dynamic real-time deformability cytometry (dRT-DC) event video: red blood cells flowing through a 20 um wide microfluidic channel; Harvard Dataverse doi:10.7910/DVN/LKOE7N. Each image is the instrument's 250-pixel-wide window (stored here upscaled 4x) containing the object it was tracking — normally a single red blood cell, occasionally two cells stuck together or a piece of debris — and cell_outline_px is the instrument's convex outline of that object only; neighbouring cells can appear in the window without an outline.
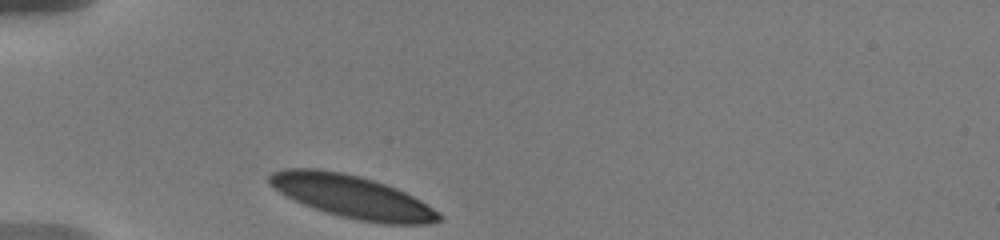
{"species": "human", "species_latin": "Homo sapiens", "temperature_condition": "warm", "stored_images_in_passage": 2, "camera_frame_rate_fps": 3000, "um_per_image_px": 0.085, "donor": {"sex": "male"}, "frame": {"image": 1, "passage_image": 1, "time_ms": 0.0, "image_size_px": [1000, 240], "cell_outline_px": [[444, 216], [440, 220], [428, 224], [384, 224], [360, 220], [340, 216], [304, 204], [280, 192], [268, 184], [268, 176], [272, 172], [284, 168], [316, 168], [340, 172], [360, 176], [396, 188], [420, 200], [440, 212]], "centroid_in_image_um": [29.95, 16.71], "position_along_channel_um": 55.1, "area_um2": 41.85}}